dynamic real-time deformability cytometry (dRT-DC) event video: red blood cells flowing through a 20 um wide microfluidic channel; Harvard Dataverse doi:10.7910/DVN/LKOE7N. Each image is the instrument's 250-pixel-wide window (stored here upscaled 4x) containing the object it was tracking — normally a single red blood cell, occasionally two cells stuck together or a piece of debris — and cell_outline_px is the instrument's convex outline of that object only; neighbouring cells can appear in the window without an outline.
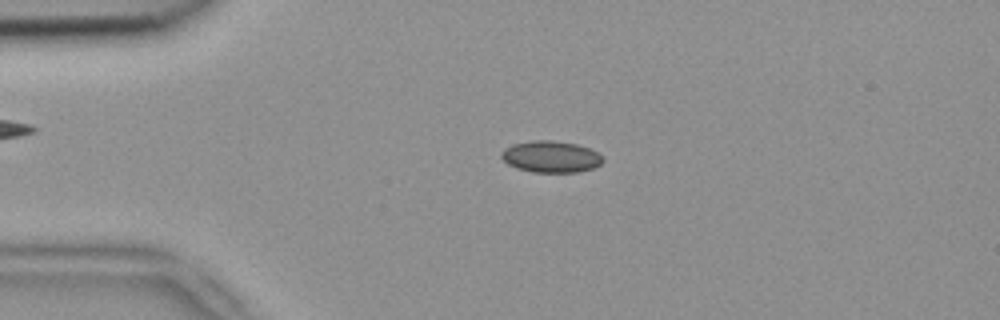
{"species": "common noctule bat (a hibernating species)", "species_latin": "Nyctalus noctula", "temperature_condition": "room temperature", "stored_images_in_passage": 51, "camera_frame_rate_fps": 3000, "um_per_image_px": 0.085, "animal": {"sex": "female", "body_mass_g": 18.4}, "frame": {"image": 1, "passage_image": 11, "time_ms": 3.333, "image_size_px": [1000, 320], "cell_outline_px": [[604, 160], [600, 164], [592, 168], [576, 172], [532, 172], [516, 168], [508, 164], [500, 156], [500, 152], [504, 148], [512, 144], [532, 140], [552, 140], [576, 144], [588, 148], [596, 152]], "centroid_in_image_um": [46.77, 13.31], "position_along_channel_um": 38.2, "area_um2": 18.61}}
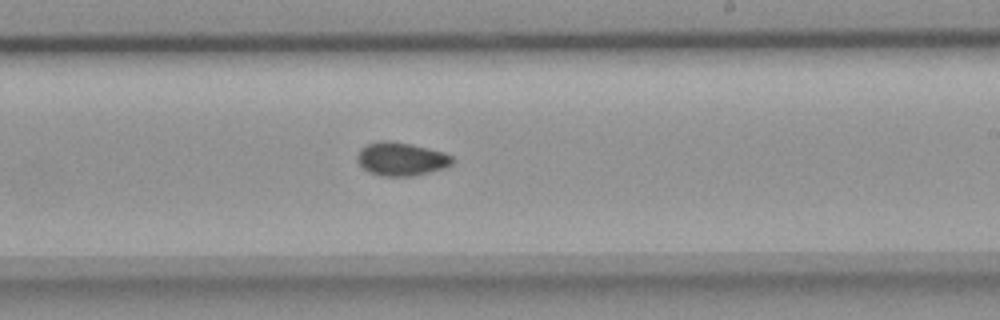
{"frame": {"image": 2, "passage_image": 30, "time_ms": 9.667, "image_size_px": [1000, 320], "cell_outline_px": [[456, 160], [452, 164], [444, 168], [412, 176], [380, 176], [368, 172], [356, 160], [356, 156], [360, 148], [368, 144], [384, 140], [392, 140], [412, 144], [444, 152], [452, 156]], "centroid_in_image_um": [34.1, 13.51], "position_along_channel_um": 254.9, "area_um2": 18.67}}
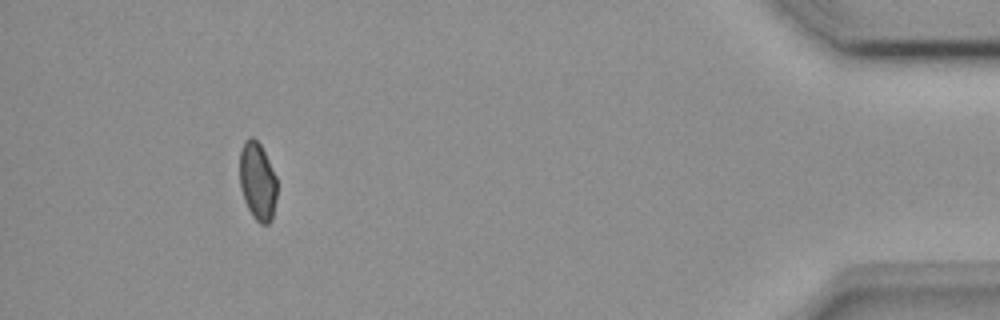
{"frame": {"image": 3, "passage_image": 47, "time_ms": 15.333, "image_size_px": [1000, 320], "cell_outline_px": [[276, 200], [272, 220], [268, 224], [260, 224], [252, 216], [244, 200], [240, 188], [240, 148], [244, 140], [248, 136], [252, 136], [260, 144], [276, 176]], "centroid_in_image_um": [21.88, 15.4], "position_along_channel_um": 413.3, "area_um2": 17.11}, "authors_computed_cell_mechanics": {"area_um2": 18.0336, "velocity_mm_per_s": 3.9079, "shape_relaxation_time_tau1_ms": null, "shape_relaxation_time_tau2_ms": 3.1259, "deformation_change_tau1": null, "deformation_change_tau2": 0.0575}}